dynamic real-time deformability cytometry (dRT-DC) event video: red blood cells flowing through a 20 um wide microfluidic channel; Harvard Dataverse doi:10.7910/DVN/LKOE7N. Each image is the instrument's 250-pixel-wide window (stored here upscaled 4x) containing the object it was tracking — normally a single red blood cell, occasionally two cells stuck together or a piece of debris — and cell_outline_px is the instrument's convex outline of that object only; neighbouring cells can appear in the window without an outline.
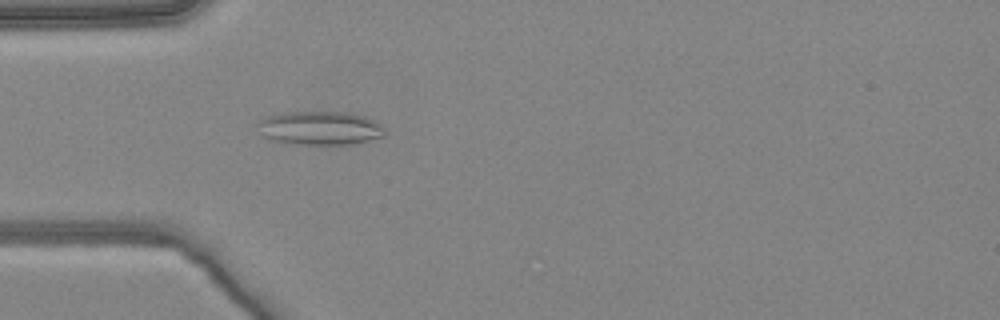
{"species": "common noctule bat (a hibernating species)", "species_latin": "Nyctalus noctula", "temperature_condition": "warm", "stored_images_in_passage": 5, "camera_frame_rate_fps": 3000, "um_per_image_px": 0.085, "animal": {"sex": "female", "body_mass_g": 24.6, "forearm_length_mm": 56.2}, "frame": {"image": 1, "passage_image": 5, "time_ms": 1.333, "image_size_px": [1000, 320], "cell_outline_px": [[384, 136], [352, 144], [292, 144], [272, 140], [260, 136], [256, 124], [264, 116], [288, 112], [348, 112], [364, 116], [380, 124], [384, 128]], "centroid_in_image_um": [27.12, 10.89], "position_along_channel_um": 57.9, "area_um2": 25.09}}